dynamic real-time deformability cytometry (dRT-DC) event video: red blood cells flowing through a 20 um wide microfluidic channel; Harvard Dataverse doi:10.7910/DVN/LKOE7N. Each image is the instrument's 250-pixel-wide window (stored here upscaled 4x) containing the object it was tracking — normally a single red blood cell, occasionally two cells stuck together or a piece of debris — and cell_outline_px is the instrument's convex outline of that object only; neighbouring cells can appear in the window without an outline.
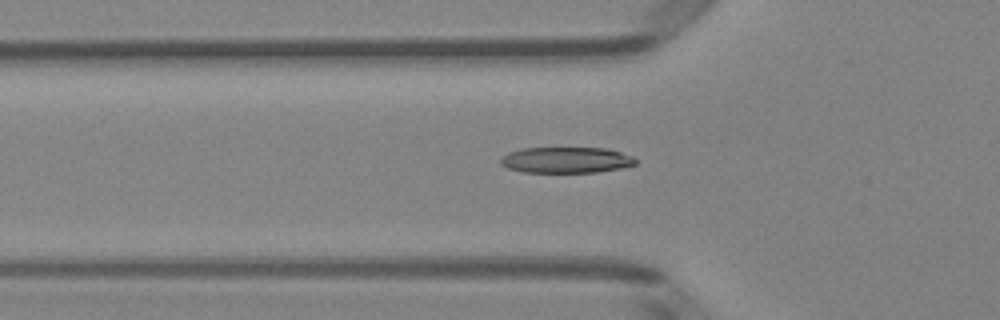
{"species": "Egyptian fruit bat (a non-hibernating species)", "species_latin": "Rousettus aegyptiacus", "temperature_condition": "room temperature", "stored_images_in_passage": 48, "camera_frame_rate_fps": 3000, "um_per_image_px": 0.085, "animal": {"sex": "female"}, "frame": {"image": 1, "passage_image": 18, "time_ms": 5.667, "image_size_px": [1000, 320], "cell_outline_px": [[636, 164], [620, 168], [596, 172], [524, 172], [508, 168], [500, 164], [500, 160], [508, 152], [520, 148], [604, 148], [620, 152], [632, 156], [636, 160]], "centroid_in_image_um": [48.1, 13.6], "position_along_channel_um": 77.7, "area_um2": 20.29}}
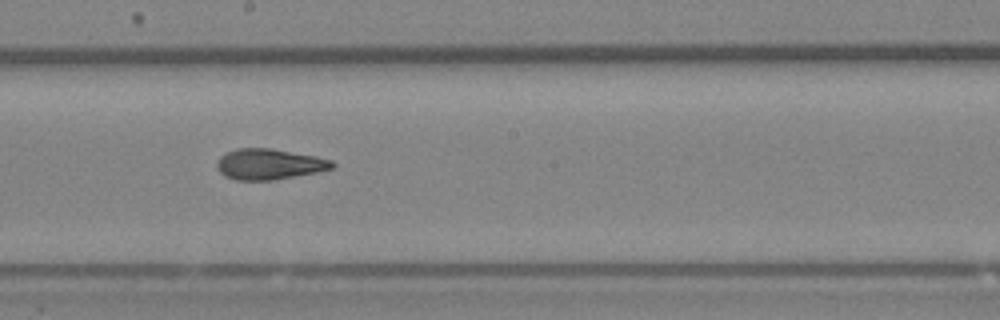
{"frame": {"image": 2, "passage_image": 29, "time_ms": 9.333, "image_size_px": [1000, 320], "cell_outline_px": [[336, 164], [332, 168], [316, 172], [272, 180], [236, 180], [224, 176], [216, 168], [216, 164], [220, 156], [236, 148], [272, 148], [316, 156], [332, 160]], "centroid_in_image_um": [22.86, 13.95], "position_along_channel_um": 225.3, "area_um2": 20.63}}
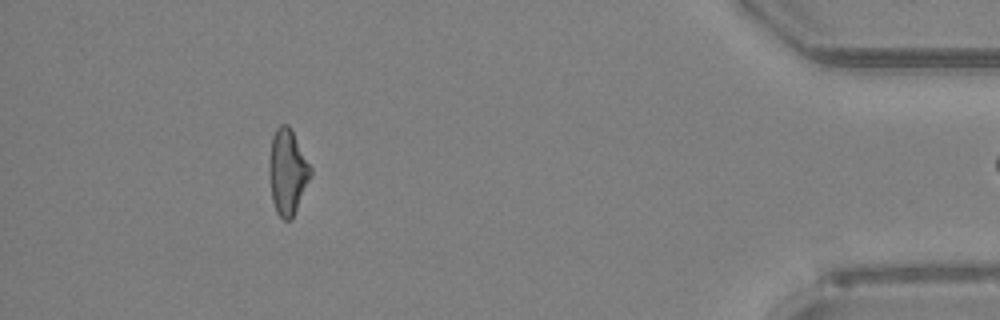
{"frame": {"image": 3, "passage_image": 47, "time_ms": 15.333, "image_size_px": [1000, 320], "cell_outline_px": [[312, 176], [292, 220], [284, 220], [276, 212], [272, 200], [268, 172], [268, 164], [272, 136], [276, 128], [280, 124], [288, 124], [312, 168]], "centroid_in_image_um": [24.43, 14.63], "position_along_channel_um": 410.8, "area_um2": 20.87}}